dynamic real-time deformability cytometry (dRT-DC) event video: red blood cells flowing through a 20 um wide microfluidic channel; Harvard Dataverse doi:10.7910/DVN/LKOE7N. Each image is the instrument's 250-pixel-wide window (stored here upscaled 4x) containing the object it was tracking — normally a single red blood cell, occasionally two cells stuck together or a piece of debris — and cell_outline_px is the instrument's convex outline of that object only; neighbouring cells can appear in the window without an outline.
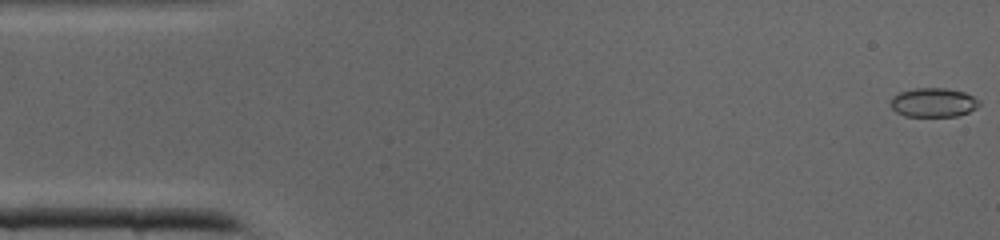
{"species": "common noctule bat (a hibernating species)", "species_latin": "Nyctalus noctula", "temperature_condition": "cold", "stored_images_in_passage": 41, "camera_frame_rate_fps": 3000, "um_per_image_px": 0.085, "animal": {"sex": "male", "body_mass_g": 19.0, "forearm_length_mm": 50.8}, "frame": {"image": 1, "passage_image": 1, "time_ms": 0.0, "image_size_px": [1000, 240], "cell_outline_px": [[972, 108], [964, 112], [952, 116], [908, 116], [900, 112], [892, 104], [892, 100], [896, 96], [904, 92], [960, 92], [968, 96], [972, 100]], "centroid_in_image_um": [79.24, 8.81], "position_along_channel_um": 5.8, "area_um2": 12.2}}
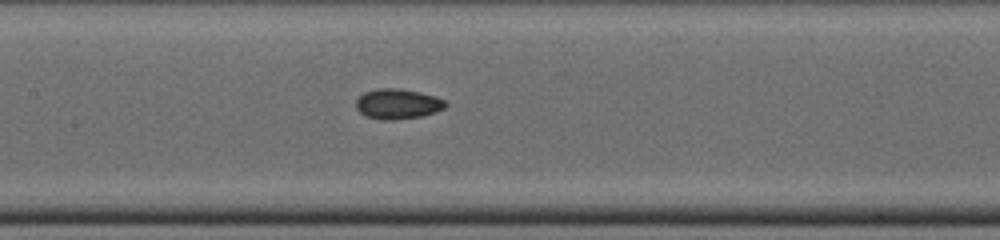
{"frame": {"image": 2, "passage_image": 19, "time_ms": 6.0, "image_size_px": [1000, 240], "cell_outline_px": [[444, 104], [440, 108], [432, 112], [416, 116], [368, 116], [356, 104], [360, 96], [368, 92], [412, 92], [432, 96], [444, 100]], "centroid_in_image_um": [33.84, 8.83], "position_along_channel_um": 173.6, "area_um2": 12.72}}
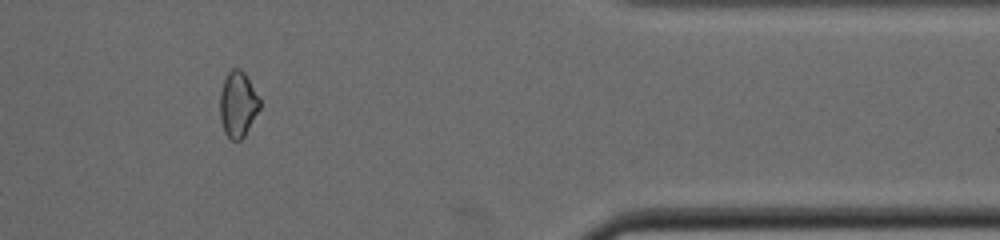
{"frame": {"image": 3, "passage_image": 34, "time_ms": 11.0, "image_size_px": [1000, 240], "cell_outline_px": [[260, 108], [244, 132], [236, 140], [228, 136], [224, 128], [220, 108], [220, 100], [224, 84], [228, 76], [232, 72], [240, 72], [248, 80], [260, 100]], "centroid_in_image_um": [20.24, 8.9], "position_along_channel_um": 391.2, "area_um2": 13.47}}